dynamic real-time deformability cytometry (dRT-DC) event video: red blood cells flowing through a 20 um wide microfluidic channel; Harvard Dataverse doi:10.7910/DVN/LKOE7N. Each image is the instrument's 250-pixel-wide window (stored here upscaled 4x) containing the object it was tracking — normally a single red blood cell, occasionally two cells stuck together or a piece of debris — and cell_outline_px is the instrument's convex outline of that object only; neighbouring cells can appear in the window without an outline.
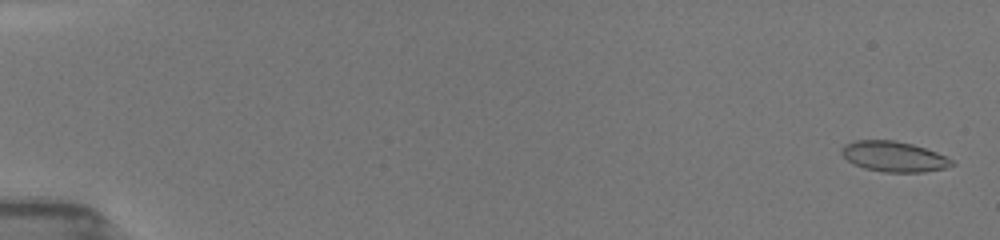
{"species": "common noctule bat (a hibernating species)", "species_latin": "Nyctalus noctula", "temperature_condition": "room temperature", "stored_images_in_passage": 11, "camera_frame_rate_fps": 3000, "um_per_image_px": 0.085, "animal": {"sex": "female", "body_mass_g": 19.5, "forearm_length_mm": 54.1}, "frame": {"image": 1, "passage_image": 1, "time_ms": 0.0, "image_size_px": [1000, 240], "cell_outline_px": [[952, 164], [944, 168], [924, 172], [884, 172], [864, 168], [848, 160], [844, 156], [844, 148], [848, 144], [860, 140], [892, 140], [924, 148], [944, 156], [952, 160]], "centroid_in_image_um": [76.0, 13.32], "position_along_channel_um": 9.0, "area_um2": 18.67}}
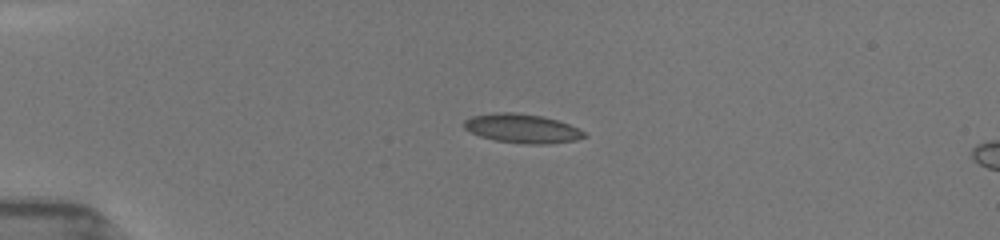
{"frame": {"image": 2, "passage_image": 8, "time_ms": 4.0, "image_size_px": [1000, 240], "cell_outline_px": [[588, 136], [572, 140], [544, 144], [520, 144], [492, 140], [480, 136], [464, 128], [464, 120], [472, 116], [508, 112], [540, 116], [556, 120], [568, 124], [584, 132]], "centroid_in_image_um": [44.35, 10.94], "position_along_channel_um": 40.7, "area_um2": 19.88}}